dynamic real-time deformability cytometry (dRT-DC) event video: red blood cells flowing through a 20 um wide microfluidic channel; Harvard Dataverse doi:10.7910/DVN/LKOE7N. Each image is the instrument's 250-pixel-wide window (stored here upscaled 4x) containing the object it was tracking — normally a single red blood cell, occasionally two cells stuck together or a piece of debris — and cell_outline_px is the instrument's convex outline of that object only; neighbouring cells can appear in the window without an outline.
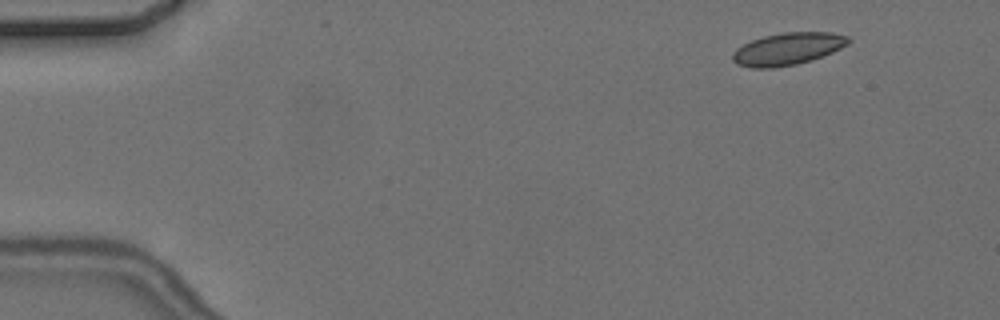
{"species": "common noctule bat (a hibernating species)", "species_latin": "Nyctalus noctula", "temperature_condition": "cold", "stored_images_in_passage": 5, "camera_frame_rate_fps": 3000, "um_per_image_px": 0.085, "animal": {"sex": "female", "body_mass_g": 24.6, "forearm_length_mm": 56.2}, "frame": {"image": 1, "passage_image": 2, "time_ms": 1.0, "image_size_px": [1000, 320], "cell_outline_px": [[852, 40], [848, 44], [832, 52], [812, 60], [796, 64], [776, 68], [752, 68], [736, 64], [732, 60], [732, 52], [736, 48], [752, 40], [764, 36], [784, 32], [832, 32], [848, 36]], "centroid_in_image_um": [66.95, 4.16], "position_along_channel_um": 18.1, "area_um2": 21.91}}